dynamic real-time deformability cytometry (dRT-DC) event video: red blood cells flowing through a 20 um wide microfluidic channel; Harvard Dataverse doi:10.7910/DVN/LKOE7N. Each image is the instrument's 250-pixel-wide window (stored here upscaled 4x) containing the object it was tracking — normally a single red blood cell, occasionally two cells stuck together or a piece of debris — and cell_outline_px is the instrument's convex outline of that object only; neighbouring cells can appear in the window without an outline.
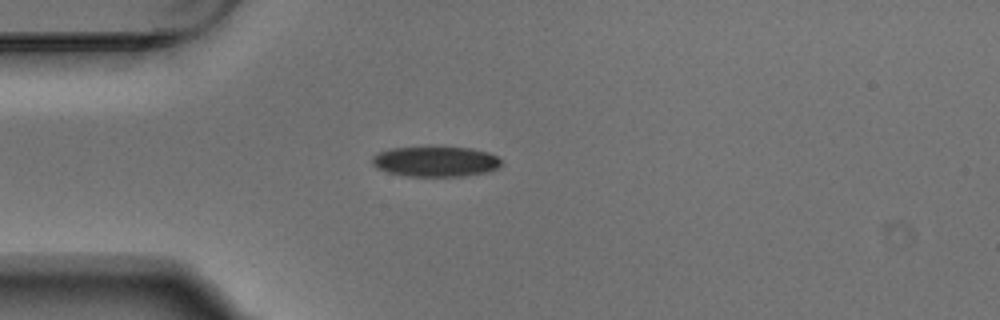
{"species": "Egyptian fruit bat (a non-hibernating species)", "species_latin": "Rousettus aegyptiacus", "temperature_condition": "warm", "stored_images_in_passage": 1, "camera_frame_rate_fps": 3000, "um_per_image_px": 0.085, "animal": {"sex": "male"}, "frame": {"image": 1, "passage_image": 1, "time_ms": 0.0, "image_size_px": [1000, 320], "cell_outline_px": [[500, 164], [496, 168], [484, 172], [464, 176], [408, 176], [388, 172], [376, 168], [372, 164], [372, 156], [376, 152], [388, 148], [428, 144], [472, 148], [488, 152], [496, 156], [500, 160]], "centroid_in_image_um": [36.93, 13.67], "position_along_channel_um": 48.1, "area_um2": 23.7}}